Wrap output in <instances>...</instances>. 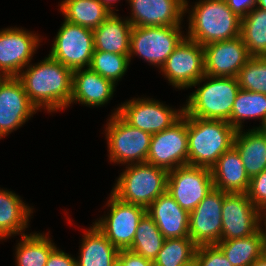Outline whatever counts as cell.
I'll return each mask as SVG.
<instances>
[{"label":"cell","instance_id":"6da1fadb","mask_svg":"<svg viewBox=\"0 0 266 266\" xmlns=\"http://www.w3.org/2000/svg\"><path fill=\"white\" fill-rule=\"evenodd\" d=\"M16 77L37 110L51 113L70 106L73 71L49 54L34 65L30 63Z\"/></svg>","mask_w":266,"mask_h":266},{"label":"cell","instance_id":"7a4b0ae2","mask_svg":"<svg viewBox=\"0 0 266 266\" xmlns=\"http://www.w3.org/2000/svg\"><path fill=\"white\" fill-rule=\"evenodd\" d=\"M188 7L185 0V13L190 12L185 35L188 39L205 46L240 36L242 18L229 8L225 0H199L191 10Z\"/></svg>","mask_w":266,"mask_h":266},{"label":"cell","instance_id":"3957f363","mask_svg":"<svg viewBox=\"0 0 266 266\" xmlns=\"http://www.w3.org/2000/svg\"><path fill=\"white\" fill-rule=\"evenodd\" d=\"M236 131L228 121L188 116V165L211 169L233 146Z\"/></svg>","mask_w":266,"mask_h":266},{"label":"cell","instance_id":"277c9868","mask_svg":"<svg viewBox=\"0 0 266 266\" xmlns=\"http://www.w3.org/2000/svg\"><path fill=\"white\" fill-rule=\"evenodd\" d=\"M196 86L197 90L188 96L186 104L183 105L184 113L191 117L229 122L235 98L240 90L237 77L205 74L191 88Z\"/></svg>","mask_w":266,"mask_h":266},{"label":"cell","instance_id":"5b68a950","mask_svg":"<svg viewBox=\"0 0 266 266\" xmlns=\"http://www.w3.org/2000/svg\"><path fill=\"white\" fill-rule=\"evenodd\" d=\"M125 168L111 191L121 201L147 209L167 191L168 170L146 162L126 165Z\"/></svg>","mask_w":266,"mask_h":266},{"label":"cell","instance_id":"8992f818","mask_svg":"<svg viewBox=\"0 0 266 266\" xmlns=\"http://www.w3.org/2000/svg\"><path fill=\"white\" fill-rule=\"evenodd\" d=\"M105 125L110 162L130 165L145 163L152 135L132 127L118 114H111Z\"/></svg>","mask_w":266,"mask_h":266},{"label":"cell","instance_id":"52a82bcc","mask_svg":"<svg viewBox=\"0 0 266 266\" xmlns=\"http://www.w3.org/2000/svg\"><path fill=\"white\" fill-rule=\"evenodd\" d=\"M182 26L132 27L129 59L134 55L150 65L162 67L175 48L186 37Z\"/></svg>","mask_w":266,"mask_h":266},{"label":"cell","instance_id":"ba28073f","mask_svg":"<svg viewBox=\"0 0 266 266\" xmlns=\"http://www.w3.org/2000/svg\"><path fill=\"white\" fill-rule=\"evenodd\" d=\"M126 102V103H125ZM121 103L112 114H118L132 127L151 135L172 126L184 114V107L174 109L153 98H133Z\"/></svg>","mask_w":266,"mask_h":266},{"label":"cell","instance_id":"9c48e42d","mask_svg":"<svg viewBox=\"0 0 266 266\" xmlns=\"http://www.w3.org/2000/svg\"><path fill=\"white\" fill-rule=\"evenodd\" d=\"M61 25L49 55L72 71L89 68L95 51L93 30L67 20Z\"/></svg>","mask_w":266,"mask_h":266},{"label":"cell","instance_id":"30bf717a","mask_svg":"<svg viewBox=\"0 0 266 266\" xmlns=\"http://www.w3.org/2000/svg\"><path fill=\"white\" fill-rule=\"evenodd\" d=\"M108 197L109 212L97 219L93 224L119 250L128 249L134 240L138 223L146 213V208L140 205L126 203L112 193Z\"/></svg>","mask_w":266,"mask_h":266},{"label":"cell","instance_id":"8fae6325","mask_svg":"<svg viewBox=\"0 0 266 266\" xmlns=\"http://www.w3.org/2000/svg\"><path fill=\"white\" fill-rule=\"evenodd\" d=\"M146 163L168 171L188 165V115L152 135Z\"/></svg>","mask_w":266,"mask_h":266},{"label":"cell","instance_id":"7c38bea8","mask_svg":"<svg viewBox=\"0 0 266 266\" xmlns=\"http://www.w3.org/2000/svg\"><path fill=\"white\" fill-rule=\"evenodd\" d=\"M214 189L211 169L185 165L169 170L167 192L189 213Z\"/></svg>","mask_w":266,"mask_h":266},{"label":"cell","instance_id":"4fadbf2b","mask_svg":"<svg viewBox=\"0 0 266 266\" xmlns=\"http://www.w3.org/2000/svg\"><path fill=\"white\" fill-rule=\"evenodd\" d=\"M159 70L175 88H191L205 75L203 46L185 37Z\"/></svg>","mask_w":266,"mask_h":266},{"label":"cell","instance_id":"5bb4252c","mask_svg":"<svg viewBox=\"0 0 266 266\" xmlns=\"http://www.w3.org/2000/svg\"><path fill=\"white\" fill-rule=\"evenodd\" d=\"M41 39L38 34L19 27L0 30V72L16 77L30 64Z\"/></svg>","mask_w":266,"mask_h":266},{"label":"cell","instance_id":"9a60e30c","mask_svg":"<svg viewBox=\"0 0 266 266\" xmlns=\"http://www.w3.org/2000/svg\"><path fill=\"white\" fill-rule=\"evenodd\" d=\"M227 192L213 189L189 213V236L197 246L221 241L222 205Z\"/></svg>","mask_w":266,"mask_h":266},{"label":"cell","instance_id":"2e32d148","mask_svg":"<svg viewBox=\"0 0 266 266\" xmlns=\"http://www.w3.org/2000/svg\"><path fill=\"white\" fill-rule=\"evenodd\" d=\"M262 212L247 193H227L222 205L221 240L248 237L259 230Z\"/></svg>","mask_w":266,"mask_h":266},{"label":"cell","instance_id":"e0dca14e","mask_svg":"<svg viewBox=\"0 0 266 266\" xmlns=\"http://www.w3.org/2000/svg\"><path fill=\"white\" fill-rule=\"evenodd\" d=\"M17 77H7L0 86V139L17 130L36 114Z\"/></svg>","mask_w":266,"mask_h":266},{"label":"cell","instance_id":"ac0fdd59","mask_svg":"<svg viewBox=\"0 0 266 266\" xmlns=\"http://www.w3.org/2000/svg\"><path fill=\"white\" fill-rule=\"evenodd\" d=\"M203 48L205 74L209 76L237 77L240 69L251 58L241 36L212 42Z\"/></svg>","mask_w":266,"mask_h":266},{"label":"cell","instance_id":"d6986e66","mask_svg":"<svg viewBox=\"0 0 266 266\" xmlns=\"http://www.w3.org/2000/svg\"><path fill=\"white\" fill-rule=\"evenodd\" d=\"M133 27L180 26L185 16V0H127Z\"/></svg>","mask_w":266,"mask_h":266},{"label":"cell","instance_id":"ffe728a7","mask_svg":"<svg viewBox=\"0 0 266 266\" xmlns=\"http://www.w3.org/2000/svg\"><path fill=\"white\" fill-rule=\"evenodd\" d=\"M160 232L167 238L189 236V212L166 191L156 198L146 209Z\"/></svg>","mask_w":266,"mask_h":266},{"label":"cell","instance_id":"44dd1931","mask_svg":"<svg viewBox=\"0 0 266 266\" xmlns=\"http://www.w3.org/2000/svg\"><path fill=\"white\" fill-rule=\"evenodd\" d=\"M116 85L90 68L73 71L70 105L79 102L88 107H101L112 99Z\"/></svg>","mask_w":266,"mask_h":266},{"label":"cell","instance_id":"7402d4cb","mask_svg":"<svg viewBox=\"0 0 266 266\" xmlns=\"http://www.w3.org/2000/svg\"><path fill=\"white\" fill-rule=\"evenodd\" d=\"M213 186L227 193H247L250 178L234 146L225 151L211 167Z\"/></svg>","mask_w":266,"mask_h":266},{"label":"cell","instance_id":"603a6c76","mask_svg":"<svg viewBox=\"0 0 266 266\" xmlns=\"http://www.w3.org/2000/svg\"><path fill=\"white\" fill-rule=\"evenodd\" d=\"M132 27L127 18L112 13L93 30L95 51L129 55Z\"/></svg>","mask_w":266,"mask_h":266},{"label":"cell","instance_id":"cb8c5ba5","mask_svg":"<svg viewBox=\"0 0 266 266\" xmlns=\"http://www.w3.org/2000/svg\"><path fill=\"white\" fill-rule=\"evenodd\" d=\"M33 208L15 192L0 188V241L15 235H25ZM13 235V236H12Z\"/></svg>","mask_w":266,"mask_h":266},{"label":"cell","instance_id":"d4e9b609","mask_svg":"<svg viewBox=\"0 0 266 266\" xmlns=\"http://www.w3.org/2000/svg\"><path fill=\"white\" fill-rule=\"evenodd\" d=\"M247 131H236L233 146L240 154L246 174L251 178L266 169V134L257 127Z\"/></svg>","mask_w":266,"mask_h":266},{"label":"cell","instance_id":"484cf974","mask_svg":"<svg viewBox=\"0 0 266 266\" xmlns=\"http://www.w3.org/2000/svg\"><path fill=\"white\" fill-rule=\"evenodd\" d=\"M77 266H113L119 249L93 224L83 235Z\"/></svg>","mask_w":266,"mask_h":266},{"label":"cell","instance_id":"4316f807","mask_svg":"<svg viewBox=\"0 0 266 266\" xmlns=\"http://www.w3.org/2000/svg\"><path fill=\"white\" fill-rule=\"evenodd\" d=\"M59 6L64 20L92 30L112 14L98 0H63Z\"/></svg>","mask_w":266,"mask_h":266},{"label":"cell","instance_id":"83f0119b","mask_svg":"<svg viewBox=\"0 0 266 266\" xmlns=\"http://www.w3.org/2000/svg\"><path fill=\"white\" fill-rule=\"evenodd\" d=\"M48 234L33 232L21 235L15 247L16 266H46L51 252L57 247Z\"/></svg>","mask_w":266,"mask_h":266},{"label":"cell","instance_id":"f1b7e54d","mask_svg":"<svg viewBox=\"0 0 266 266\" xmlns=\"http://www.w3.org/2000/svg\"><path fill=\"white\" fill-rule=\"evenodd\" d=\"M216 246L233 266H251L256 259L263 255L260 230L248 237L221 240Z\"/></svg>","mask_w":266,"mask_h":266},{"label":"cell","instance_id":"f546056e","mask_svg":"<svg viewBox=\"0 0 266 266\" xmlns=\"http://www.w3.org/2000/svg\"><path fill=\"white\" fill-rule=\"evenodd\" d=\"M240 36L251 57H266V11L255 6L242 17Z\"/></svg>","mask_w":266,"mask_h":266},{"label":"cell","instance_id":"4dcf8cb0","mask_svg":"<svg viewBox=\"0 0 266 266\" xmlns=\"http://www.w3.org/2000/svg\"><path fill=\"white\" fill-rule=\"evenodd\" d=\"M266 117V94L240 89L234 101L229 123L236 129H243L247 119H260V124Z\"/></svg>","mask_w":266,"mask_h":266},{"label":"cell","instance_id":"1f68e13d","mask_svg":"<svg viewBox=\"0 0 266 266\" xmlns=\"http://www.w3.org/2000/svg\"><path fill=\"white\" fill-rule=\"evenodd\" d=\"M165 239L154 220L145 213L138 223L134 240L128 249L154 261Z\"/></svg>","mask_w":266,"mask_h":266},{"label":"cell","instance_id":"d6a6232c","mask_svg":"<svg viewBox=\"0 0 266 266\" xmlns=\"http://www.w3.org/2000/svg\"><path fill=\"white\" fill-rule=\"evenodd\" d=\"M197 245L190 237L167 238L153 261L154 266H183L195 260Z\"/></svg>","mask_w":266,"mask_h":266},{"label":"cell","instance_id":"836d02e7","mask_svg":"<svg viewBox=\"0 0 266 266\" xmlns=\"http://www.w3.org/2000/svg\"><path fill=\"white\" fill-rule=\"evenodd\" d=\"M130 65L129 55L94 51L89 68L117 85Z\"/></svg>","mask_w":266,"mask_h":266},{"label":"cell","instance_id":"e575fe53","mask_svg":"<svg viewBox=\"0 0 266 266\" xmlns=\"http://www.w3.org/2000/svg\"><path fill=\"white\" fill-rule=\"evenodd\" d=\"M237 79L240 89L266 94V57H251Z\"/></svg>","mask_w":266,"mask_h":266},{"label":"cell","instance_id":"d590c367","mask_svg":"<svg viewBox=\"0 0 266 266\" xmlns=\"http://www.w3.org/2000/svg\"><path fill=\"white\" fill-rule=\"evenodd\" d=\"M195 262L197 266H233L216 245L197 246Z\"/></svg>","mask_w":266,"mask_h":266},{"label":"cell","instance_id":"8d00e7d4","mask_svg":"<svg viewBox=\"0 0 266 266\" xmlns=\"http://www.w3.org/2000/svg\"><path fill=\"white\" fill-rule=\"evenodd\" d=\"M248 198L262 213H266V169L250 178Z\"/></svg>","mask_w":266,"mask_h":266},{"label":"cell","instance_id":"74e56055","mask_svg":"<svg viewBox=\"0 0 266 266\" xmlns=\"http://www.w3.org/2000/svg\"><path fill=\"white\" fill-rule=\"evenodd\" d=\"M118 260L124 266H154L153 261L146 259L129 249L120 250L118 254Z\"/></svg>","mask_w":266,"mask_h":266},{"label":"cell","instance_id":"f35d334b","mask_svg":"<svg viewBox=\"0 0 266 266\" xmlns=\"http://www.w3.org/2000/svg\"><path fill=\"white\" fill-rule=\"evenodd\" d=\"M46 266H77L76 258L56 247L51 252Z\"/></svg>","mask_w":266,"mask_h":266},{"label":"cell","instance_id":"ab89813d","mask_svg":"<svg viewBox=\"0 0 266 266\" xmlns=\"http://www.w3.org/2000/svg\"><path fill=\"white\" fill-rule=\"evenodd\" d=\"M229 8L241 18L246 16L255 6L256 0H225Z\"/></svg>","mask_w":266,"mask_h":266},{"label":"cell","instance_id":"60d3db41","mask_svg":"<svg viewBox=\"0 0 266 266\" xmlns=\"http://www.w3.org/2000/svg\"><path fill=\"white\" fill-rule=\"evenodd\" d=\"M262 222H264V224ZM263 225L265 226V229L262 228ZM259 230L262 235L263 255L266 256V214L265 213L262 214V217L260 219Z\"/></svg>","mask_w":266,"mask_h":266},{"label":"cell","instance_id":"b9f144b4","mask_svg":"<svg viewBox=\"0 0 266 266\" xmlns=\"http://www.w3.org/2000/svg\"><path fill=\"white\" fill-rule=\"evenodd\" d=\"M102 5H104L111 13H114L116 9L113 7V3L119 2L120 0H98Z\"/></svg>","mask_w":266,"mask_h":266},{"label":"cell","instance_id":"7bdbcfd3","mask_svg":"<svg viewBox=\"0 0 266 266\" xmlns=\"http://www.w3.org/2000/svg\"><path fill=\"white\" fill-rule=\"evenodd\" d=\"M251 266H266V256L262 255L258 259H256Z\"/></svg>","mask_w":266,"mask_h":266},{"label":"cell","instance_id":"ee69618b","mask_svg":"<svg viewBox=\"0 0 266 266\" xmlns=\"http://www.w3.org/2000/svg\"><path fill=\"white\" fill-rule=\"evenodd\" d=\"M256 7L266 11V0H256Z\"/></svg>","mask_w":266,"mask_h":266},{"label":"cell","instance_id":"f6af8a7d","mask_svg":"<svg viewBox=\"0 0 266 266\" xmlns=\"http://www.w3.org/2000/svg\"><path fill=\"white\" fill-rule=\"evenodd\" d=\"M260 131L264 132L266 134V117L264 118L263 122L259 127H257Z\"/></svg>","mask_w":266,"mask_h":266},{"label":"cell","instance_id":"bcb514c9","mask_svg":"<svg viewBox=\"0 0 266 266\" xmlns=\"http://www.w3.org/2000/svg\"><path fill=\"white\" fill-rule=\"evenodd\" d=\"M8 76L2 72H0V86L3 83V81L7 78Z\"/></svg>","mask_w":266,"mask_h":266},{"label":"cell","instance_id":"7dc6e473","mask_svg":"<svg viewBox=\"0 0 266 266\" xmlns=\"http://www.w3.org/2000/svg\"><path fill=\"white\" fill-rule=\"evenodd\" d=\"M113 266H124L119 260H117Z\"/></svg>","mask_w":266,"mask_h":266},{"label":"cell","instance_id":"c3c4849f","mask_svg":"<svg viewBox=\"0 0 266 266\" xmlns=\"http://www.w3.org/2000/svg\"><path fill=\"white\" fill-rule=\"evenodd\" d=\"M183 266H197L195 260L189 264L183 265Z\"/></svg>","mask_w":266,"mask_h":266}]
</instances>
